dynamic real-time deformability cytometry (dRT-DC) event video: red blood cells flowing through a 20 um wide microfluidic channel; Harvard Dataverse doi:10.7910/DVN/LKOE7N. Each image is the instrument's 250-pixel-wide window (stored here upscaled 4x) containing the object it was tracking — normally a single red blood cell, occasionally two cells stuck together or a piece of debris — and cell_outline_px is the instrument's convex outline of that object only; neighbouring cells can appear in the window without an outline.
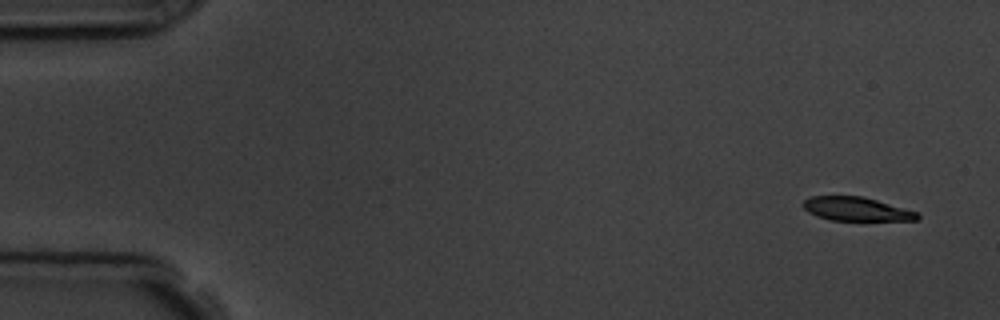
{"species": "common noctule bat (a hibernating species)", "species_latin": "Nyctalus noctula", "temperature_condition": "room temperature", "stored_images_in_passage": 5, "camera_frame_rate_fps": 3000, "um_per_image_px": 0.085, "animal": {"sex": "male", "body_mass_g": 19.5, "forearm_length_mm": 54.6}, "frame": {"image": 1, "passage_image": 1, "time_ms": 0.0, "image_size_px": [1000, 320], "cell_outline_px": [[920, 216], [916, 220], [828, 220], [816, 216], [808, 212], [800, 204], [804, 200], [812, 196], [864, 196], [916, 212]], "centroid_in_image_um": [72.72, 17.76], "position_along_channel_um": 12.3, "area_um2": 15.72}}
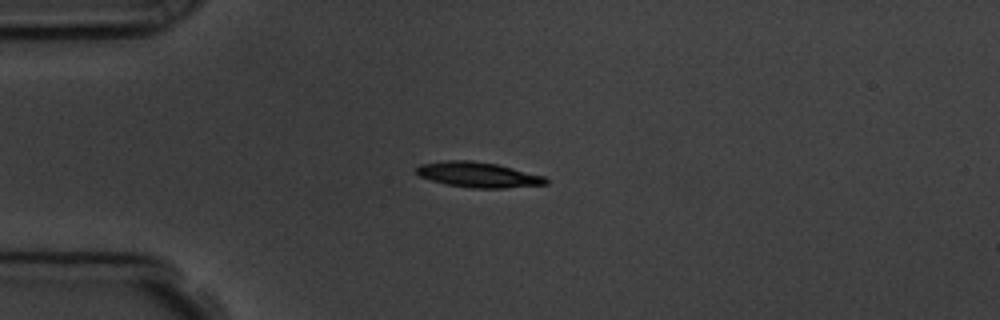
{"frame": {"image": 2, "passage_image": 4, "time_ms": 3.667, "image_size_px": [1000, 320], "cell_outline_px": [[548, 184], [504, 188], [472, 188], [448, 184], [432, 180], [420, 176], [416, 172], [416, 168], [420, 164], [448, 160], [472, 160], [496, 164], [544, 176], [548, 180]], "centroid_in_image_um": [40.65, 14.85], "position_along_channel_um": 44.3, "area_um2": 18.84}}